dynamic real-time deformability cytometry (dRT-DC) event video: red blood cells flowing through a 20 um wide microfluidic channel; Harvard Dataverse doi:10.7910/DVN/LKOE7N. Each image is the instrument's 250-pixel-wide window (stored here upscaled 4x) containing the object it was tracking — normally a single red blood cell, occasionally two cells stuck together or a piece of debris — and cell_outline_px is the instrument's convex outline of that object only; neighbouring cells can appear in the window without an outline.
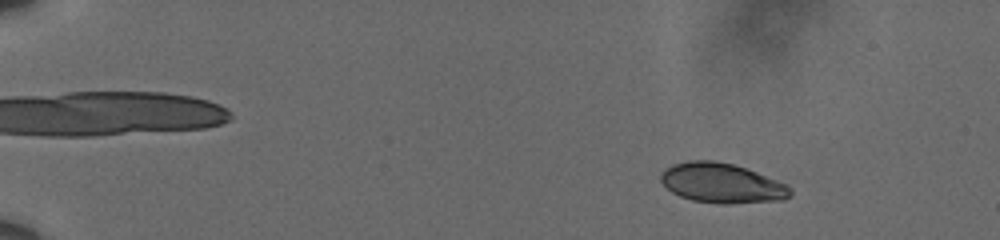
{"species": "human", "species_latin": "Homo sapiens", "temperature_condition": "cold", "stored_images_in_passage": 22, "camera_frame_rate_fps": 3000, "um_per_image_px": 0.085, "donor": {"sex": "male"}, "frame": {"image": 1, "passage_image": 9, "time_ms": 2.667, "image_size_px": [1000, 240], "cell_outline_px": [[792, 196], [784, 200], [728, 204], [720, 204], [692, 200], [680, 196], [672, 192], [660, 180], [660, 176], [664, 168], [672, 164], [688, 160], [716, 160], [732, 164], [756, 172], [788, 184], [792, 188]], "centroid_in_image_um": [61.37, 15.57], "position_along_channel_um": 23.6, "area_um2": 30.29}}